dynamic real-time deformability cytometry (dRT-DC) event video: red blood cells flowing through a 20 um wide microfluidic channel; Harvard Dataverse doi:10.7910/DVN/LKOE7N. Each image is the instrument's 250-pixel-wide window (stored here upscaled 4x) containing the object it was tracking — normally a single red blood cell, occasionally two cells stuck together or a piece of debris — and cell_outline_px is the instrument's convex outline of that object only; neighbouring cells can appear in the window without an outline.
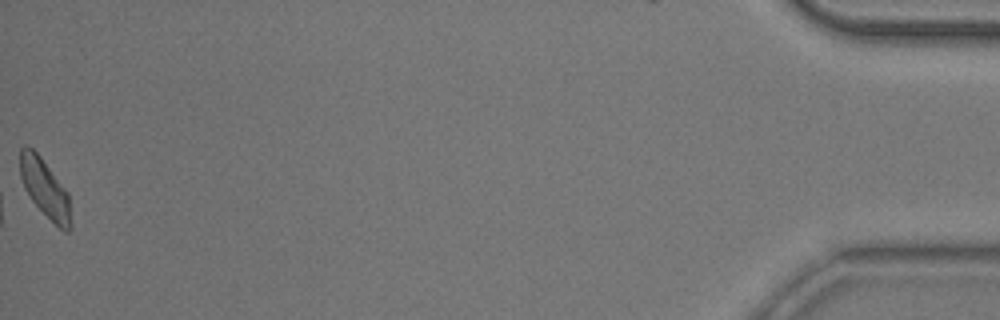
{"species": "common noctule bat (a hibernating species)", "species_latin": "Nyctalus noctula", "temperature_condition": "room temperature", "stored_images_in_passage": 39, "camera_frame_rate_fps": 3000, "um_per_image_px": 0.085, "animal": {"sex": "male", "body_mass_g": 20.5, "forearm_length_mm": 52.5}, "frame": {"image": 1, "passage_image": 39, "time_ms": 12.667, "image_size_px": [1000, 320], "cell_outline_px": [[72, 228], [68, 232], [64, 232], [32, 200], [24, 188], [20, 176], [20, 148], [24, 144], [28, 144], [40, 156], [68, 192], [72, 224]], "centroid_in_image_um": [3.82, 15.99], "position_along_channel_um": 431.4, "area_um2": 17.17}, "authors_computed_cell_mechanics": {"area_um2": 17.6868, "velocity_mm_per_s": 3.7875, "shape_relaxation_time_tau1_ms": 4.391, "shape_relaxation_time_tau2_ms": 5.068, "deformation_change_tau1": 0.1039, "deformation_change_tau2": 0.1228}}